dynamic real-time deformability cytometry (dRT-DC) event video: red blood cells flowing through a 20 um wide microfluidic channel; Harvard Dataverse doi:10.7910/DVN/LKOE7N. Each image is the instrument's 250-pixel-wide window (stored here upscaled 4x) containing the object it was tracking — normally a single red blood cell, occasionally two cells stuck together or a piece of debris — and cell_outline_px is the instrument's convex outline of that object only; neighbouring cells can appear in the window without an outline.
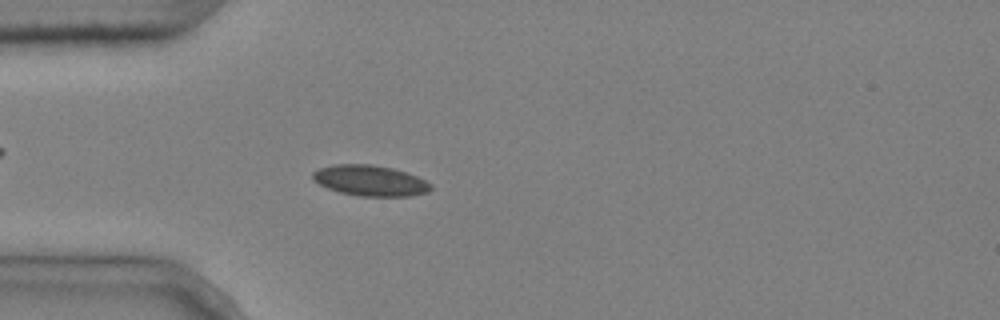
{"species": "common noctule bat (a hibernating species)", "species_latin": "Nyctalus noctula", "temperature_condition": "cold", "stored_images_in_passage": 5, "camera_frame_rate_fps": 3000, "um_per_image_px": 0.085, "animal": {"sex": "male", "body_mass_g": 20.4}, "frame": {"image": 1, "passage_image": 5, "time_ms": 1.333, "image_size_px": [1000, 320], "cell_outline_px": [[432, 188], [428, 192], [412, 196], [356, 196], [340, 192], [328, 188], [312, 180], [312, 172], [320, 168], [336, 164], [368, 164], [392, 168], [416, 176], [432, 184]], "centroid_in_image_um": [31.46, 15.36], "position_along_channel_um": 53.5, "area_um2": 21.04}}